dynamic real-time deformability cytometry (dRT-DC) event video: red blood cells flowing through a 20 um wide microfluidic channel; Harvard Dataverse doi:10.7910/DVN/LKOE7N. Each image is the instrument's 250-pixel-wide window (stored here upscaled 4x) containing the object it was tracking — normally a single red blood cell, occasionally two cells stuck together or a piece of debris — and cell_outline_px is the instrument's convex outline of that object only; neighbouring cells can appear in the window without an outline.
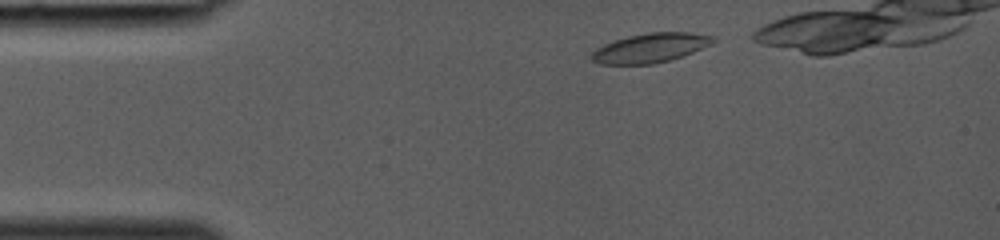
{"species": "common noctule bat (a hibernating species)", "species_latin": "Nyctalus noctula", "temperature_condition": "room temperature", "stored_images_in_passage": 30, "camera_frame_rate_fps": 3000, "um_per_image_px": 0.085, "animal": {"sex": "female", "body_mass_g": 19.0, "forearm_length_mm": 53.3}, "frame": {"image": 1, "passage_image": 3, "time_ms": 0.667, "image_size_px": [1000, 240], "cell_outline_px": [[716, 40], [712, 44], [692, 52], [668, 60], [652, 64], [600, 64], [592, 60], [592, 52], [596, 48], [604, 44], [628, 36], [648, 32], [688, 32], [716, 36]], "centroid_in_image_um": [55.3, 4.06], "position_along_channel_um": 29.7, "area_um2": 20.58}}
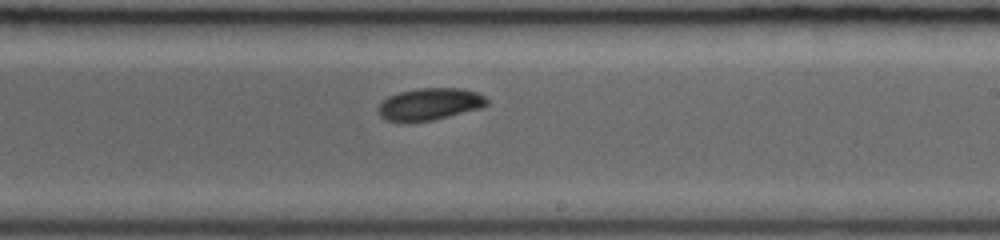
{"frame": {"image": 2, "passage_image": 19, "time_ms": 6.0, "image_size_px": [1000, 240], "cell_outline_px": [[488, 104], [480, 108], [432, 120], [404, 124], [384, 120], [380, 116], [376, 108], [388, 96], [400, 92], [416, 88], [460, 88], [476, 92], [484, 96], [488, 100]], "centroid_in_image_um": [36.45, 8.87], "position_along_channel_um": 252.5, "area_um2": 20.58}}
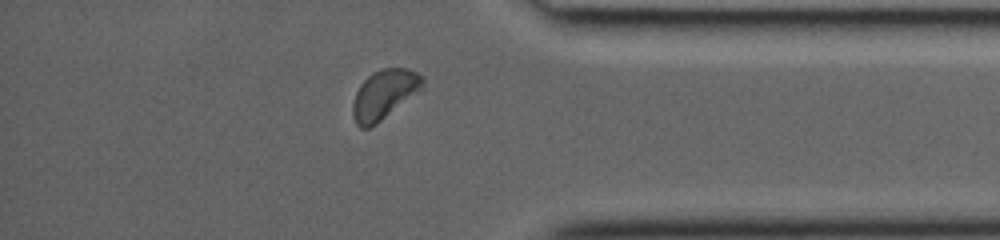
{"frame": {"image": 3, "passage_image": 28, "time_ms": 9.0, "image_size_px": [1000, 240], "cell_outline_px": [[424, 88], [376, 124], [368, 128], [360, 128], [356, 124], [352, 116], [352, 104], [356, 92], [360, 84], [372, 72], [380, 68], [408, 68], [424, 76]], "centroid_in_image_um": [32.66, 8.01], "position_along_channel_um": 402.5, "area_um2": 20.29}}